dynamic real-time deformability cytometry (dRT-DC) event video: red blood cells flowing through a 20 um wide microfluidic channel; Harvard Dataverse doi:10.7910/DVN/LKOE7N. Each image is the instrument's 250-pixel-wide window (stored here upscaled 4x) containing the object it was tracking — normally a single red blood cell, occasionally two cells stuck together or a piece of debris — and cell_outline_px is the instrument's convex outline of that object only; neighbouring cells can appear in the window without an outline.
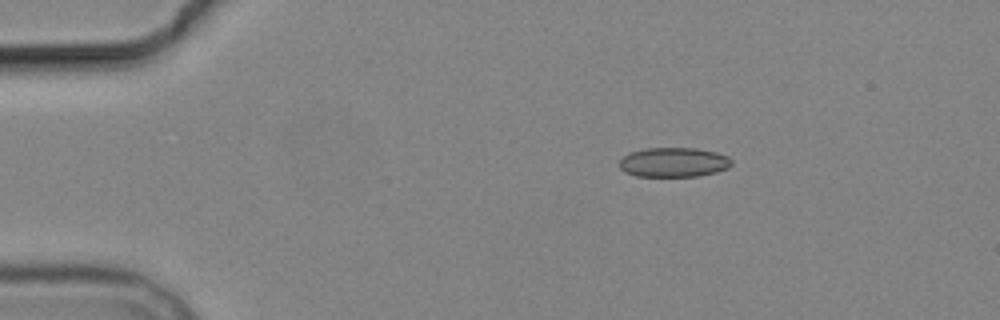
{"species": "common noctule bat (a hibernating species)", "species_latin": "Nyctalus noctula", "temperature_condition": "cold", "stored_images_in_passage": 3, "camera_frame_rate_fps": 3000, "um_per_image_px": 0.085, "animal": {"sex": "male", "body_mass_g": 19.2, "forearm_length_mm": 51.8}, "frame": {"image": 1, "passage_image": 1, "time_ms": 0.0, "image_size_px": [1000, 320], "cell_outline_px": [[732, 164], [728, 168], [716, 172], [700, 176], [636, 176], [624, 172], [620, 168], [620, 160], [624, 156], [632, 152], [644, 148], [696, 148], [716, 152], [728, 156], [732, 160]], "centroid_in_image_um": [57.28, 13.79], "position_along_channel_um": 27.7, "area_um2": 19.36}}